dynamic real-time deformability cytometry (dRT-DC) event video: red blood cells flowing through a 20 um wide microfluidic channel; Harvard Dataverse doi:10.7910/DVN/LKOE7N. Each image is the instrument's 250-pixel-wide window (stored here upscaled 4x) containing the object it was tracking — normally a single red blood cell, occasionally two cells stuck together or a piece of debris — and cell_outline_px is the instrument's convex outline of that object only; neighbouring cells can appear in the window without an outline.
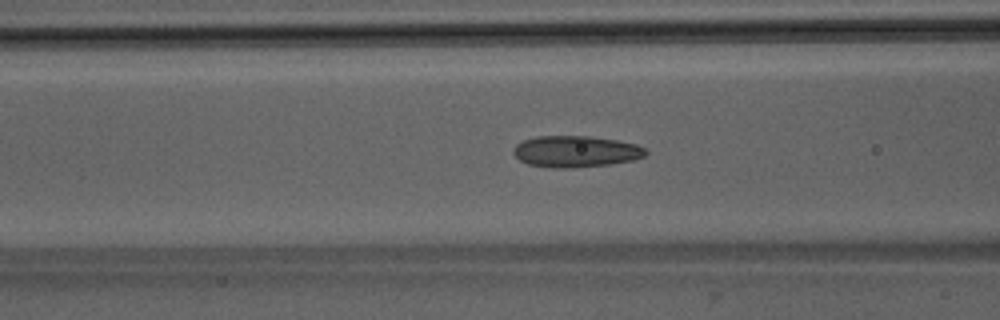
{"species": "Egyptian fruit bat (a non-hibernating species)", "species_latin": "Rousettus aegyptiacus", "temperature_condition": "room temperature", "stored_images_in_passage": 51, "camera_frame_rate_fps": 3000, "um_per_image_px": 0.085, "animal": {"sex": "male"}, "frame": {"image": 1, "passage_image": 21, "time_ms": 6.667, "image_size_px": [1000, 320], "cell_outline_px": [[648, 152], [644, 156], [632, 160], [612, 164], [572, 168], [556, 168], [528, 164], [520, 160], [512, 152], [516, 144], [524, 140], [536, 136], [588, 136], [616, 140], [636, 144], [644, 148]], "centroid_in_image_um": [48.93, 12.88], "position_along_channel_um": 117.7, "area_um2": 24.16}}
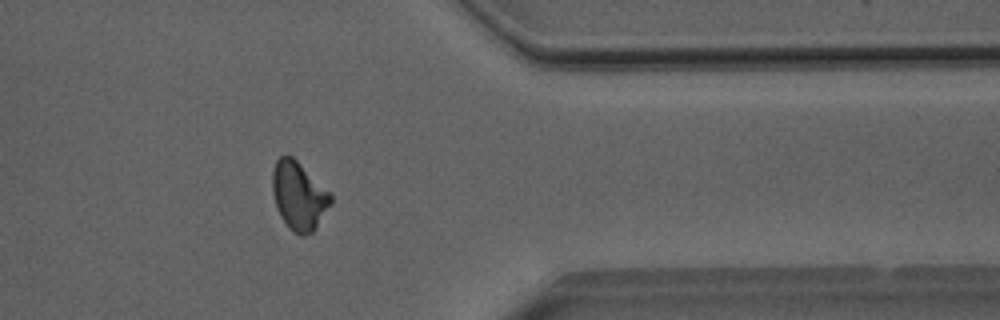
{"frame": {"image": 2, "passage_image": 42, "time_ms": 13.667, "image_size_px": [1000, 320], "cell_outline_px": [[332, 204], [316, 228], [312, 232], [304, 236], [300, 236], [288, 228], [280, 216], [276, 208], [272, 192], [272, 172], [276, 160], [280, 156], [292, 156], [332, 196]], "centroid_in_image_um": [25.38, 16.69], "position_along_channel_um": 386.0, "area_um2": 23.06}}
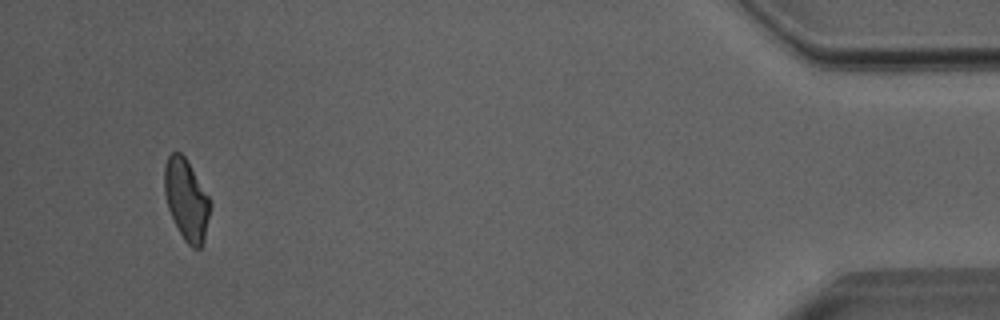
{"frame": {"image": 3, "passage_image": 49, "time_ms": 16.0, "image_size_px": [1000, 320], "cell_outline_px": [[212, 208], [204, 240], [200, 248], [192, 248], [184, 240], [168, 208], [164, 192], [164, 164], [168, 156], [172, 152], [180, 152], [184, 156], [208, 196], [212, 204]], "centroid_in_image_um": [15.85, 16.98], "position_along_channel_um": 419.3, "area_um2": 21.5}, "authors_computed_cell_mechanics": {"area_um2": 23.1778, "velocity_mm_per_s": 4.034, "shape_relaxation_time_tau1_ms": 10.4888, "shape_relaxation_time_tau2_ms": 2.1151, "deformation_change_tau1": 0.1933, "deformation_change_tau2": 0.0925}}